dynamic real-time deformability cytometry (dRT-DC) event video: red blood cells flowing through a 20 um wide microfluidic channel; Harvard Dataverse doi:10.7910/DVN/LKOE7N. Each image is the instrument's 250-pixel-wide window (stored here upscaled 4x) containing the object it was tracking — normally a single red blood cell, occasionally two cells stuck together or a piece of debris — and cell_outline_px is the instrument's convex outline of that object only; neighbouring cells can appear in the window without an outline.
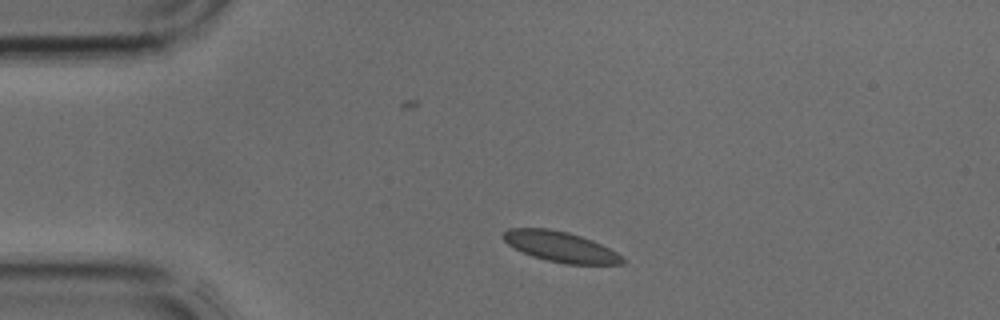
{"species": "common noctule bat (a hibernating species)", "species_latin": "Nyctalus noctula", "temperature_condition": "cold", "stored_images_in_passage": 2, "camera_frame_rate_fps": 3000, "um_per_image_px": 0.085, "animal": {"sex": "male", "body_mass_g": 17.9, "forearm_length_mm": 54.2}, "frame": {"image": 1, "passage_image": 1, "time_ms": 0.0, "image_size_px": [1000, 320], "cell_outline_px": [[628, 260], [624, 264], [564, 264], [532, 256], [508, 244], [504, 240], [504, 232], [508, 228], [548, 228], [568, 232], [592, 240], [624, 256]], "centroid_in_image_um": [47.7, 20.98], "position_along_channel_um": 37.3, "area_um2": 20.98}}